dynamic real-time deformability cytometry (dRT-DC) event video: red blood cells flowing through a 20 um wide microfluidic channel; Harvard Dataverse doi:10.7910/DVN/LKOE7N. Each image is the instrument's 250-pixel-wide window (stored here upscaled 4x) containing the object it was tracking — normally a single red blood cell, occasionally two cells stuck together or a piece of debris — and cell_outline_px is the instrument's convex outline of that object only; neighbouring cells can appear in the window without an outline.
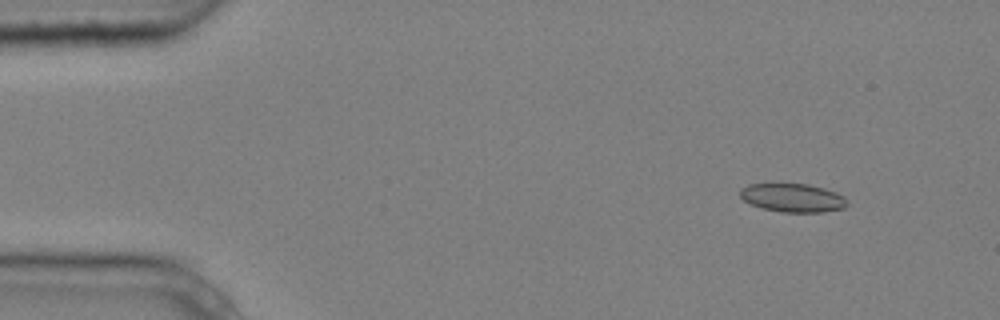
{"species": "common noctule bat (a hibernating species)", "species_latin": "Nyctalus noctula", "temperature_condition": "cold", "stored_images_in_passage": 4, "segment_of_instrument_passage": [1, 2], "camera_frame_rate_fps": 3000, "um_per_image_px": 0.085, "animal": {"sex": "male", "body_mass_g": 20.4}, "frame": {"image": 1, "passage_image": 1, "time_ms": 0.0, "image_size_px": [1000, 320], "cell_outline_px": [[848, 204], [844, 208], [824, 212], [780, 212], [760, 208], [748, 204], [740, 196], [740, 188], [748, 184], [772, 180], [808, 184], [824, 188], [836, 192], [844, 196]], "centroid_in_image_um": [67.3, 16.76], "position_along_channel_um": 17.7, "area_um2": 18.84}}